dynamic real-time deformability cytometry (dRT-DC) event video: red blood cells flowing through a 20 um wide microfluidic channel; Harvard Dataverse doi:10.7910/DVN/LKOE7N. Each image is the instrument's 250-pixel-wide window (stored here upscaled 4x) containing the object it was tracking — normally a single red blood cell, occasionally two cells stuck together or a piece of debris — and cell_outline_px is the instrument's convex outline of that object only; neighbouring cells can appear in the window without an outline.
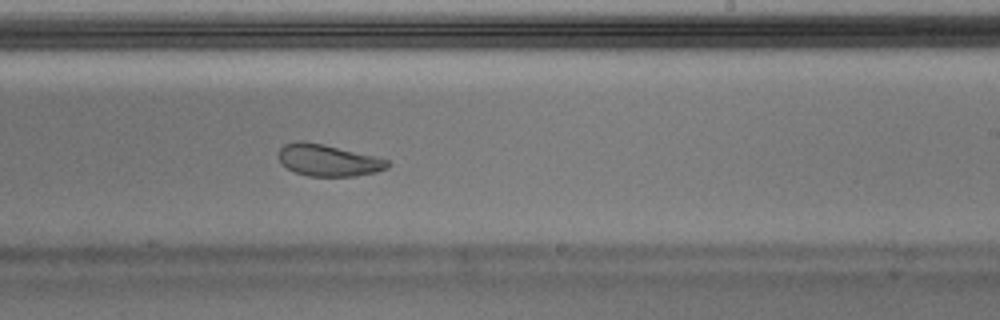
{"species": "Egyptian fruit bat (a non-hibernating species)", "species_latin": "Rousettus aegyptiacus", "temperature_condition": "warm", "stored_images_in_passage": 32, "camera_frame_rate_fps": 3000, "um_per_image_px": 0.085, "animal": {"sex": "male"}, "frame": {"image": 1, "passage_image": 19, "time_ms": 6.0, "image_size_px": [1000, 320], "cell_outline_px": [[392, 164], [388, 168], [376, 172], [356, 176], [308, 176], [296, 172], [288, 168], [276, 156], [280, 148], [284, 144], [296, 140], [304, 140], [376, 156], [388, 160]], "centroid_in_image_um": [27.9, 13.61], "position_along_channel_um": 261.1, "area_um2": 20.29}, "authors_computed_cell_mechanics": {"area_um2": 21.1259, "velocity_mm_per_s": 4.0032, "shape_relaxation_time_tau1_ms": 4.7319, "shape_relaxation_time_tau2_ms": 1.9586, "deformation_change_tau1": 0.1594, "deformation_change_tau2": 0.0876}}